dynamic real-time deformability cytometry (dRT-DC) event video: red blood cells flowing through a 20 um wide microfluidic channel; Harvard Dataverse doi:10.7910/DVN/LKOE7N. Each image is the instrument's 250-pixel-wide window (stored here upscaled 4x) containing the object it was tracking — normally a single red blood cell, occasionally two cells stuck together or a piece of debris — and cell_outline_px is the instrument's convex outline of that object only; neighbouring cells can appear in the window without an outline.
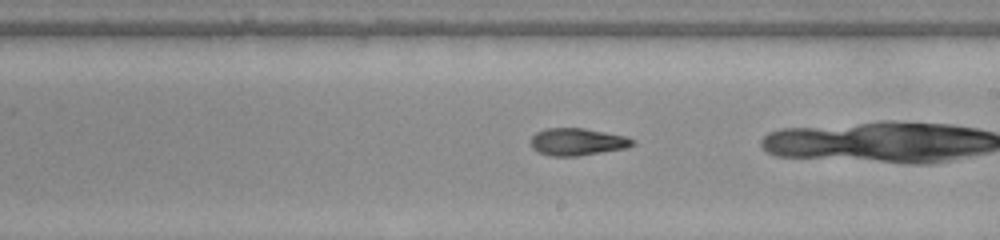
{"species": "common noctule bat (a hibernating species)", "species_latin": "Nyctalus noctula", "temperature_condition": "warm", "stored_images_in_passage": 37, "camera_frame_rate_fps": 3000, "um_per_image_px": 0.085, "animal": {"sex": "female", "body_mass_g": 22.0, "forearm_length_mm": 56.7}, "frame": {"image": 1, "passage_image": 27, "time_ms": 8.667, "image_size_px": [1000, 240], "cell_outline_px": [[636, 144], [624, 148], [576, 156], [552, 156], [536, 152], [532, 148], [532, 136], [536, 132], [544, 128], [584, 128], [624, 136], [636, 140]], "centroid_in_image_um": [49.05, 12.05], "position_along_channel_um": 240.0, "area_um2": 16.07}}
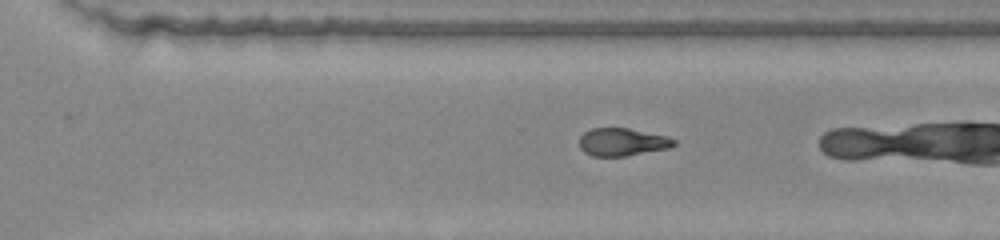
{"frame": {"image": 2, "passage_image": 33, "time_ms": 10.667, "image_size_px": [1000, 240], "cell_outline_px": [[676, 144], [668, 148], [624, 156], [592, 156], [584, 152], [580, 148], [580, 136], [584, 132], [592, 128], [628, 128], [668, 136], [676, 140]], "centroid_in_image_um": [52.89, 12.06], "position_along_channel_um": 317.7, "area_um2": 15.26}}